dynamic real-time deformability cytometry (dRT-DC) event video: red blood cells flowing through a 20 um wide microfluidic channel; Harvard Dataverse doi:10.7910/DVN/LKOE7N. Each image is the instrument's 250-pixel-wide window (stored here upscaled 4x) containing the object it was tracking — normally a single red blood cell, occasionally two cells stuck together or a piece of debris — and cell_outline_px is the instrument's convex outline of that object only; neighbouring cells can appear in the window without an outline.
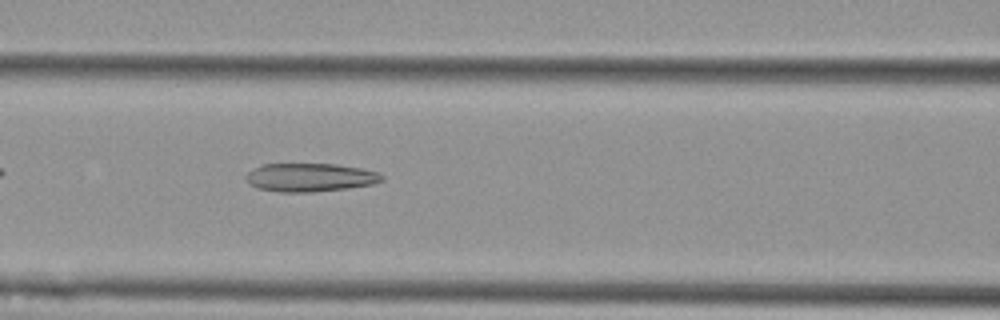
{"species": "Egyptian fruit bat (a non-hibernating species)", "species_latin": "Rousettus aegyptiacus", "temperature_condition": "cold", "stored_images_in_passage": 41, "camera_frame_rate_fps": 3000, "um_per_image_px": 0.085, "animal": {"sex": "female"}, "frame": {"image": 1, "passage_image": 10, "time_ms": 3.0, "image_size_px": [1000, 320], "cell_outline_px": [[384, 180], [372, 184], [348, 188], [312, 192], [280, 192], [256, 188], [248, 184], [244, 176], [248, 172], [264, 164], [336, 164], [360, 168], [376, 172], [384, 176]], "centroid_in_image_um": [26.33, 15.09], "position_along_channel_um": 140.3, "area_um2": 22.48}}
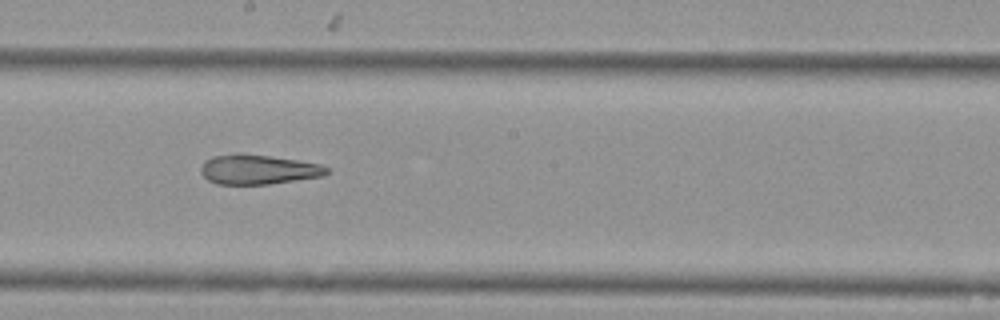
{"frame": {"image": 2, "passage_image": 17, "time_ms": 5.333, "image_size_px": [1000, 320], "cell_outline_px": [[332, 172], [324, 176], [268, 184], [216, 184], [208, 180], [200, 172], [200, 168], [204, 160], [212, 156], [236, 152], [240, 152], [296, 160], [320, 164], [328, 168]], "centroid_in_image_um": [21.92, 14.39], "position_along_channel_um": 226.3, "area_um2": 22.02}}
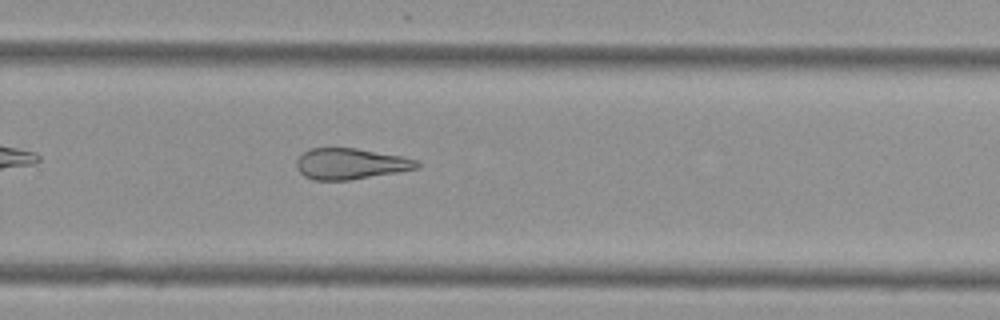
{"frame": {"image": 3, "passage_image": 23, "time_ms": 7.333, "image_size_px": [1000, 320], "cell_outline_px": [[420, 168], [400, 172], [348, 180], [312, 180], [304, 176], [296, 168], [296, 160], [304, 152], [312, 148], [356, 148], [400, 156], [420, 160]], "centroid_in_image_um": [29.82, 13.93], "position_along_channel_um": 300.0, "area_um2": 21.85}, "authors_computed_cell_mechanics": {"area_um2": 23.6402, "velocity_mm_per_s": 3.7036, "shape_relaxation_time_tau1_ms": null, "shape_relaxation_time_tau2_ms": 4.5192, "deformation_change_tau1": null, "deformation_change_tau2": 0.1626}}